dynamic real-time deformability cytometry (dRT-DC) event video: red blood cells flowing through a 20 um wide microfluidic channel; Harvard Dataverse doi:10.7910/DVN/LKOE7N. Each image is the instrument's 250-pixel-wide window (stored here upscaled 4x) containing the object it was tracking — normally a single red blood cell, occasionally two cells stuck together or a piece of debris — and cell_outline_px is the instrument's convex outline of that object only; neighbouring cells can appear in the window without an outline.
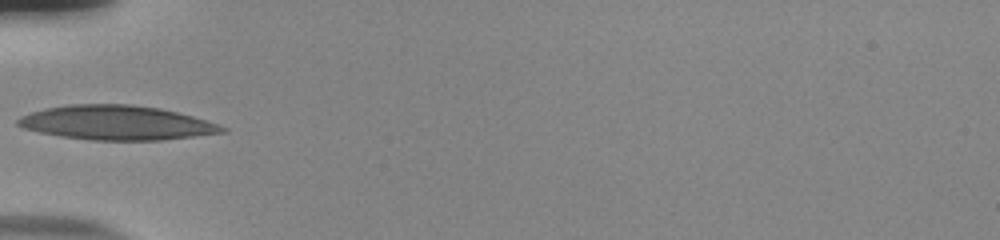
{"species": "human", "species_latin": "Homo sapiens", "temperature_condition": "room temperature", "stored_images_in_passage": 35, "camera_frame_rate_fps": 3000, "um_per_image_px": 0.085, "donor": {"sex": "male"}, "frame": {"image": 1, "passage_image": 1, "time_ms": 0.0, "image_size_px": [1000, 240], "cell_outline_px": [[228, 132], [160, 140], [92, 140], [64, 136], [40, 132], [24, 128], [16, 124], [16, 120], [20, 116], [44, 108], [68, 104], [132, 104], [160, 108], [192, 116], [220, 124], [228, 128]], "centroid_in_image_um": [9.93, 10.42], "position_along_channel_um": 75.1, "area_um2": 40.86}}
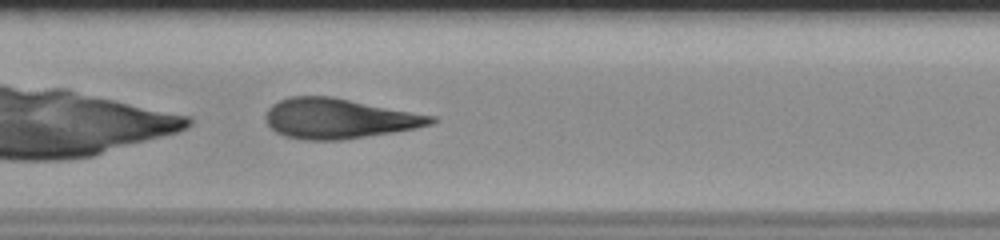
{"frame": {"image": 2, "passage_image": 9, "time_ms": 2.667, "image_size_px": [1000, 240], "cell_outline_px": [[436, 120], [432, 124], [416, 128], [392, 132], [340, 140], [304, 140], [284, 136], [276, 132], [268, 124], [264, 116], [268, 108], [272, 104], [288, 96], [332, 96], [436, 116]], "centroid_in_image_um": [28.78, 10.06], "position_along_channel_um": 178.6, "area_um2": 38.67}}
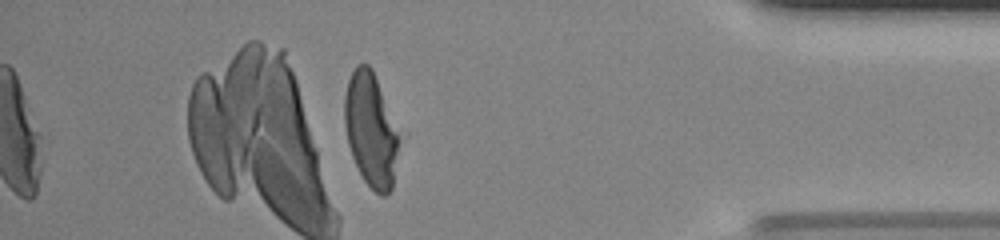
{"frame": {"image": 3, "passage_image": 29, "time_ms": 9.333, "image_size_px": [1000, 240], "cell_outline_px": [[396, 152], [392, 188], [384, 196], [380, 196], [364, 180], [352, 156], [348, 144], [344, 124], [344, 96], [348, 80], [356, 64], [368, 64], [372, 68], [396, 132]], "centroid_in_image_um": [31.44, 11.02], "position_along_channel_um": 403.8, "area_um2": 34.68}, "authors_computed_cell_mechanics": {"area_um2": 38.6104, "velocity_mm_per_s": 3.865, "shape_relaxation_time_tau1_ms": 4.5349, "shape_relaxation_time_tau2_ms": 0.824, "deformation_change_tau1": 0.2189, "deformation_change_tau2": 0.0907}}